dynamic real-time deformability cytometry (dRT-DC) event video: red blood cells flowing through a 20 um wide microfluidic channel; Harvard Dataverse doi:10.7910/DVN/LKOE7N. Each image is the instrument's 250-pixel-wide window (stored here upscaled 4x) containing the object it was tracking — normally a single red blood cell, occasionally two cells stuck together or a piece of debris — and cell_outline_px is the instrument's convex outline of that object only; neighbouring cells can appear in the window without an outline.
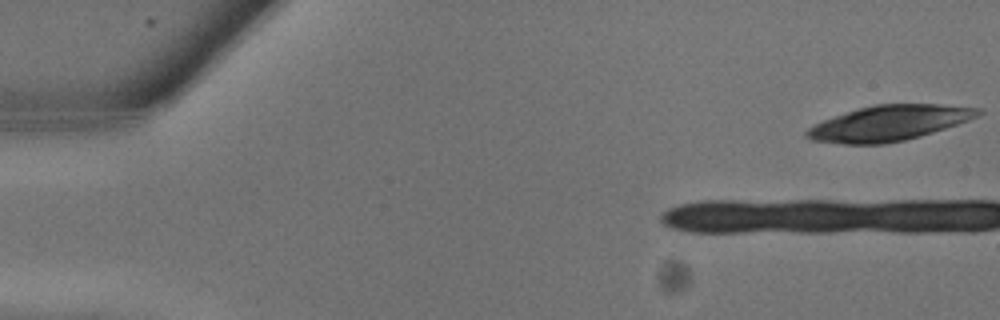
{"species": "common noctule bat (a hibernating species)", "species_latin": "Nyctalus noctula", "temperature_condition": "warm", "stored_images_in_passage": 9, "camera_frame_rate_fps": 3000, "um_per_image_px": 0.085, "animal": {"sex": "male", "body_mass_g": 13.3}, "frame": {"image": 1, "passage_image": 1, "time_ms": 0.0, "image_size_px": [1000, 320], "cell_outline_px": [[984, 112], [968, 120], [920, 136], [904, 140], [884, 144], [844, 144], [812, 140], [804, 136], [804, 132], [808, 128], [824, 120], [872, 104], [940, 104], [980, 108]], "centroid_in_image_um": [75.56, 10.46], "position_along_channel_um": 9.4, "area_um2": 34.85}}